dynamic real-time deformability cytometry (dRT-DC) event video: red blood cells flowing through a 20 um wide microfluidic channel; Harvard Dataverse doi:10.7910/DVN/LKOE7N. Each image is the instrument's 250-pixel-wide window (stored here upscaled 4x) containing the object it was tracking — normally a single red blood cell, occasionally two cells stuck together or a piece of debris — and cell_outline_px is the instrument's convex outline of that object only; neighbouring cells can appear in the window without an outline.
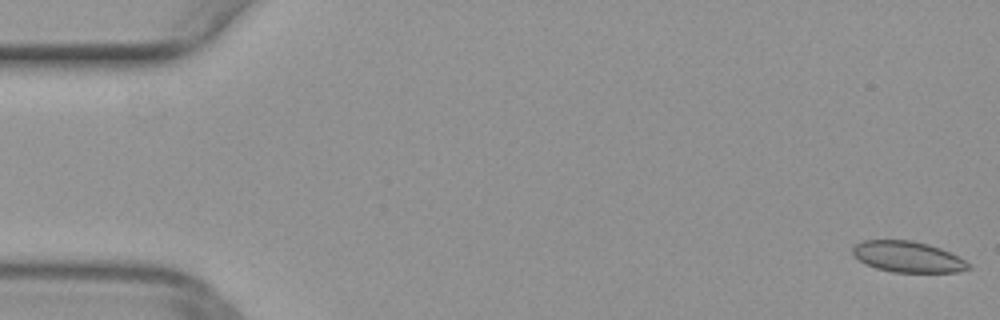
{"species": "common noctule bat (a hibernating species)", "species_latin": "Nyctalus noctula", "temperature_condition": "warm", "stored_images_in_passage": 51, "camera_frame_rate_fps": 3000, "um_per_image_px": 0.085, "animal": {"sex": "female", "body_mass_g": 29.2, "forearm_length_mm": 56.3}, "frame": {"image": 1, "passage_image": 1, "time_ms": 0.0, "image_size_px": [1000, 320], "cell_outline_px": [[972, 268], [960, 272], [892, 272], [876, 268], [864, 264], [852, 252], [852, 248], [860, 240], [912, 240], [928, 244], [940, 248], [972, 264]], "centroid_in_image_um": [77.16, 21.83], "position_along_channel_um": 7.8, "area_um2": 20.92}}
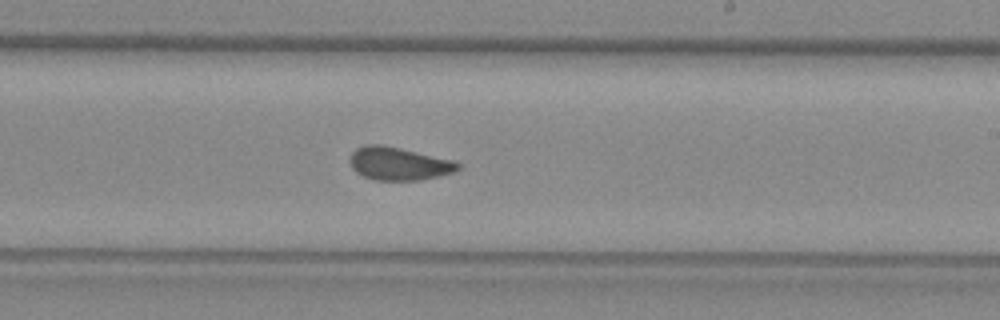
{"frame": {"image": 2, "passage_image": 30, "time_ms": 9.667, "image_size_px": [1000, 320], "cell_outline_px": [[460, 168], [456, 172], [420, 180], [372, 180], [356, 172], [352, 168], [348, 160], [352, 152], [356, 148], [364, 144], [384, 144], [456, 160], [460, 164]], "centroid_in_image_um": [33.9, 13.89], "position_along_channel_um": 255.1, "area_um2": 21.27}}
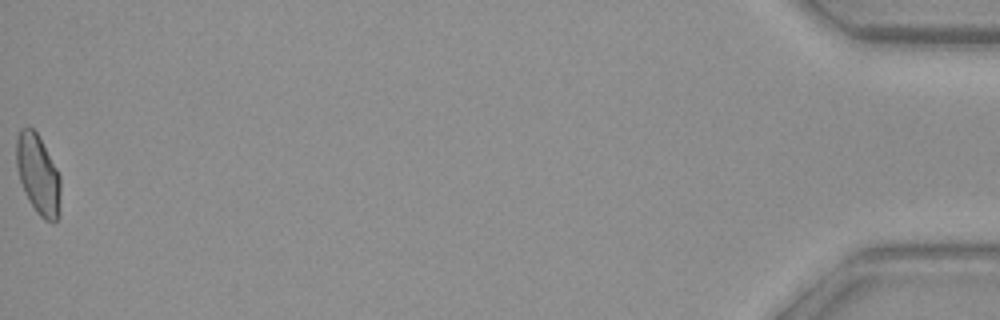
{"frame": {"image": 3, "passage_image": 51, "time_ms": 16.667, "image_size_px": [1000, 320], "cell_outline_px": [[60, 216], [52, 224], [44, 220], [36, 212], [28, 200], [24, 192], [20, 180], [16, 164], [16, 140], [20, 128], [32, 128], [36, 132], [56, 168], [60, 176]], "centroid_in_image_um": [3.24, 14.9], "position_along_channel_um": 432.0, "area_um2": 20.58}}